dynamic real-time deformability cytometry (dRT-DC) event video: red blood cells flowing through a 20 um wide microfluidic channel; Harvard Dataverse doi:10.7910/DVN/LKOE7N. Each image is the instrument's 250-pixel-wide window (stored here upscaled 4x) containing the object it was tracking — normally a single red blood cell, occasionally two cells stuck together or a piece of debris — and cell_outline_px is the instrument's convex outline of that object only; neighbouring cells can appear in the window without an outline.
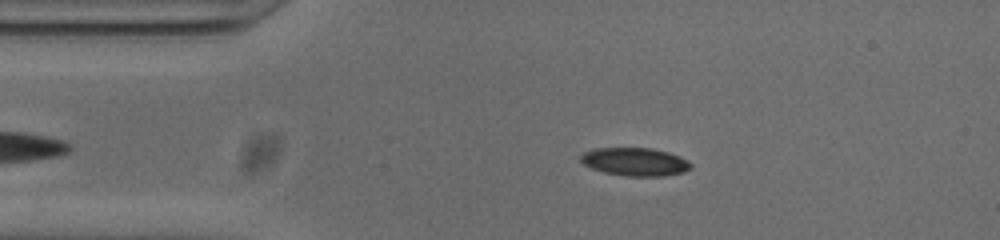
{"species": "common noctule bat (a hibernating species)", "species_latin": "Nyctalus noctula", "temperature_condition": "cold", "stored_images_in_passage": 34, "camera_frame_rate_fps": 3000, "um_per_image_px": 0.085, "animal": {"sex": "male", "body_mass_g": 20.0, "forearm_length_mm": 53.3}, "frame": {"image": 1, "passage_image": 3, "time_ms": 0.667, "image_size_px": [1000, 240], "cell_outline_px": [[692, 168], [684, 172], [664, 176], [628, 176], [604, 172], [592, 168], [584, 164], [580, 160], [580, 156], [584, 152], [596, 148], [652, 148], [668, 152], [692, 164]], "centroid_in_image_um": [53.96, 13.75], "position_along_channel_um": 31.0, "area_um2": 17.86}}
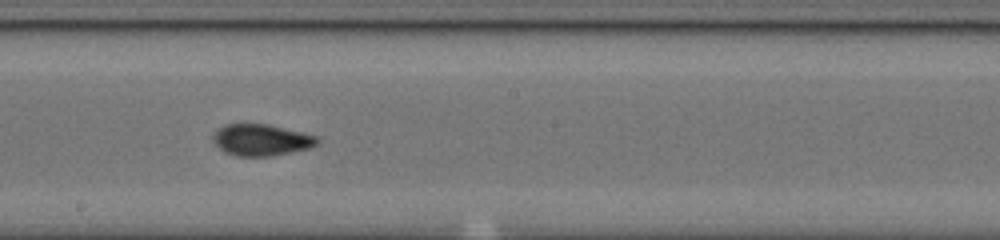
{"frame": {"image": 2, "passage_image": 21, "time_ms": 6.667, "image_size_px": [1000, 240], "cell_outline_px": [[320, 140], [316, 144], [308, 148], [272, 156], [236, 156], [224, 152], [212, 140], [212, 136], [220, 128], [228, 124], [268, 124], [316, 136]], "centroid_in_image_um": [22.19, 11.9], "position_along_channel_um": 226.0, "area_um2": 18.84}}
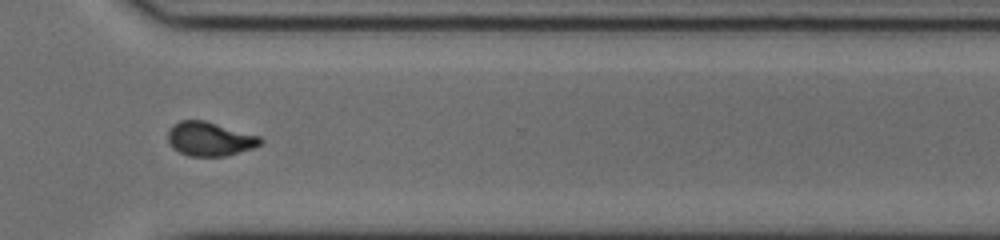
{"frame": {"image": 3, "passage_image": 31, "time_ms": 10.0, "image_size_px": [1000, 240], "cell_outline_px": [[264, 140], [260, 144], [252, 148], [224, 156], [188, 156], [172, 148], [168, 140], [168, 132], [180, 120], [204, 120], [260, 136]], "centroid_in_image_um": [17.83, 11.81], "position_along_channel_um": 352.8, "area_um2": 18.09}, "authors_computed_cell_mechanics": {"area_um2": 18.7272, "velocity_mm_per_s": 3.8003, "shape_relaxation_time_tau1_ms": null, "shape_relaxation_time_tau2_ms": 1.5536, "deformation_change_tau1": null, "deformation_change_tau2": 0.0615}}